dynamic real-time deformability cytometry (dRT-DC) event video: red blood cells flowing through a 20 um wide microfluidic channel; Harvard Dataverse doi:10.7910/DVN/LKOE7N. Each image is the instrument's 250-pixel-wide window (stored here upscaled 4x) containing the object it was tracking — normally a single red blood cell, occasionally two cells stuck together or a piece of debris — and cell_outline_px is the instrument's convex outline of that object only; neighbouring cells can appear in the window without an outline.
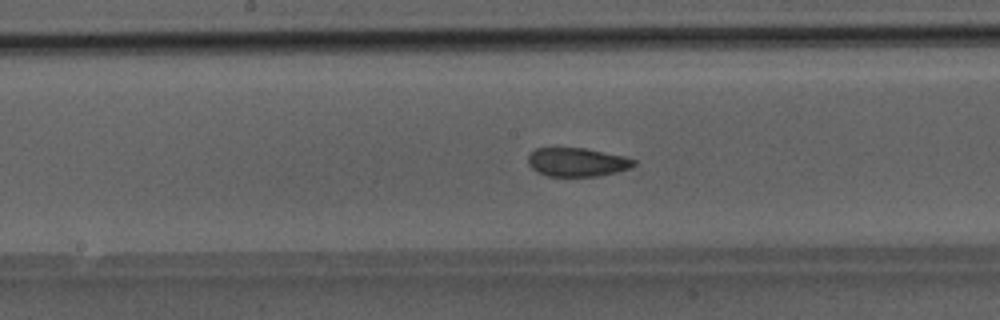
{"species": "Egyptian fruit bat (a non-hibernating species)", "species_latin": "Rousettus aegyptiacus", "temperature_condition": "room temperature", "stored_images_in_passage": 42, "camera_frame_rate_fps": 3000, "um_per_image_px": 0.085, "animal": {"sex": "male"}, "frame": {"image": 1, "passage_image": 19, "time_ms": 6.0, "image_size_px": [1000, 320], "cell_outline_px": [[636, 164], [628, 168], [616, 172], [600, 176], [548, 176], [536, 172], [528, 164], [528, 156], [536, 148], [584, 148], [628, 156], [636, 160]], "centroid_in_image_um": [49.07, 13.78], "position_along_channel_um": 199.1, "area_um2": 17.8}}
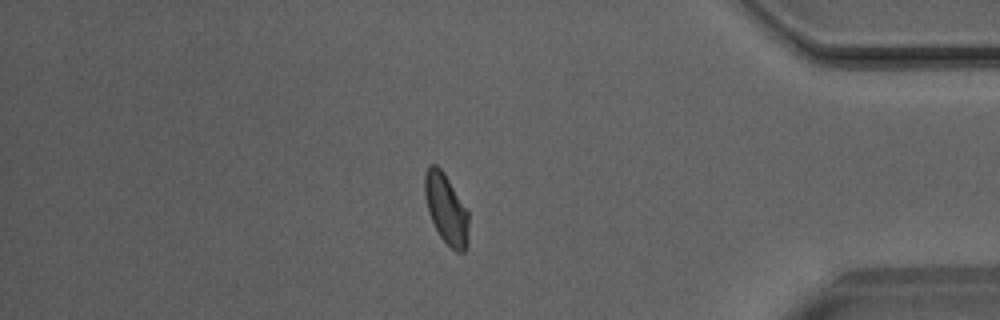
{"frame": {"image": 2, "passage_image": 35, "time_ms": 11.333, "image_size_px": [1000, 320], "cell_outline_px": [[468, 248], [464, 252], [456, 252], [440, 236], [428, 212], [424, 196], [424, 172], [428, 164], [436, 164], [444, 172], [468, 212]], "centroid_in_image_um": [37.91, 17.74], "position_along_channel_um": 397.3, "area_um2": 17.98}}
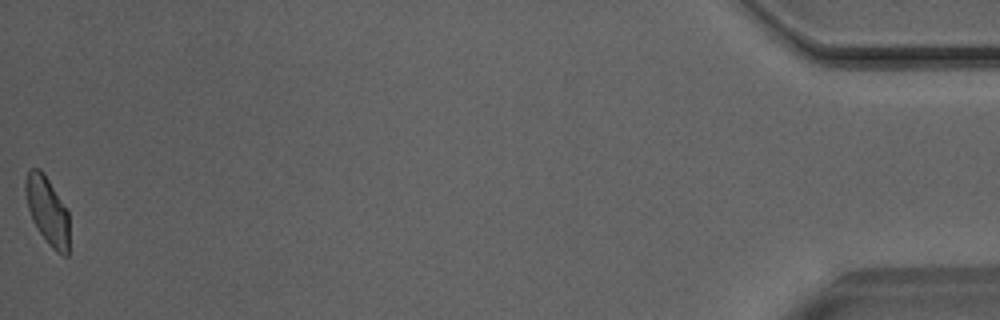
{"frame": {"image": 3, "passage_image": 42, "time_ms": 13.667, "image_size_px": [1000, 320], "cell_outline_px": [[68, 256], [64, 256], [56, 252], [48, 244], [32, 220], [28, 208], [24, 192], [24, 180], [28, 168], [40, 168], [44, 172], [68, 212]], "centroid_in_image_um": [3.99, 17.87], "position_along_channel_um": 431.2, "area_um2": 17.4}}